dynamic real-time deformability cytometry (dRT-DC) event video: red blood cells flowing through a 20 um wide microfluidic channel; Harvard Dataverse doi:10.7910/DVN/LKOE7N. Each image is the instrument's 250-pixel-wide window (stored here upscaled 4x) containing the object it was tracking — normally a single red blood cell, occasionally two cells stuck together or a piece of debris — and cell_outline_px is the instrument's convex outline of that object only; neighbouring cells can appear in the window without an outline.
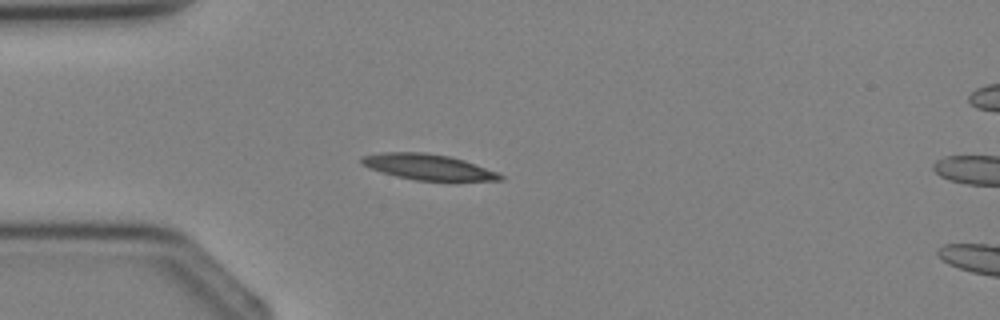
{"species": "Egyptian fruit bat (a non-hibernating species)", "species_latin": "Rousettus aegyptiacus", "temperature_condition": "cold", "stored_images_in_passage": 3, "camera_frame_rate_fps": 3000, "um_per_image_px": 0.085, "animal": {"sex": "female"}, "frame": {"image": 1, "passage_image": 2, "time_ms": 1.333, "image_size_px": [1000, 320], "cell_outline_px": [[504, 180], [416, 180], [396, 176], [372, 168], [364, 164], [360, 160], [360, 156], [384, 152], [424, 152], [448, 156], [464, 160], [500, 172], [504, 176]], "centroid_in_image_um": [36.44, 14.18], "position_along_channel_um": 48.6, "area_um2": 20.46}}